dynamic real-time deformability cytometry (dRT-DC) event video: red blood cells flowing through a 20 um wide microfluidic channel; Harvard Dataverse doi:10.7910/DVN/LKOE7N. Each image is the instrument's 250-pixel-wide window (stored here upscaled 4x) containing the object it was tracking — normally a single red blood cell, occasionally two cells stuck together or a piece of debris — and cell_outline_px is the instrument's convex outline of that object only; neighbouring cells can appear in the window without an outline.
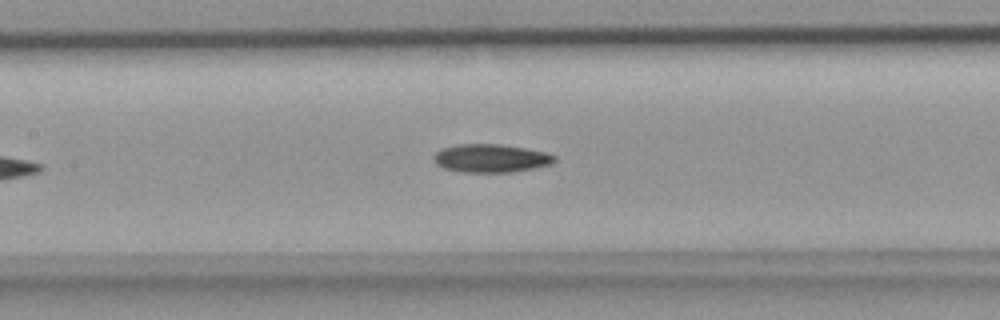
{"species": "common noctule bat (a hibernating species)", "species_latin": "Nyctalus noctula", "temperature_condition": "room temperature", "stored_images_in_passage": 22, "camera_frame_rate_fps": 3000, "um_per_image_px": 0.085, "animal": {"sex": "female", "body_mass_g": 18.4}, "frame": {"image": 1, "passage_image": 10, "time_ms": 3.0, "image_size_px": [1000, 320], "cell_outline_px": [[556, 160], [552, 164], [536, 168], [512, 172], [460, 172], [444, 168], [436, 164], [432, 156], [440, 148], [456, 144], [500, 144], [524, 148], [544, 152], [556, 156]], "centroid_in_image_um": [41.7, 13.45], "position_along_channel_um": 165.7, "area_um2": 20.06}}
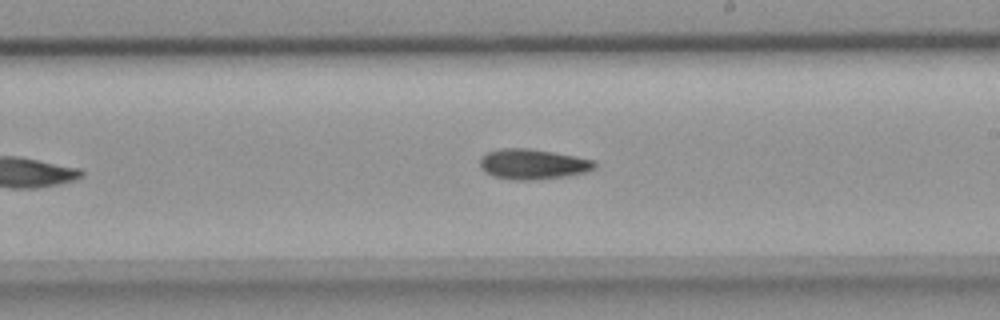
{"frame": {"image": 2, "passage_image": 15, "time_ms": 4.667, "image_size_px": [1000, 320], "cell_outline_px": [[596, 168], [584, 172], [564, 176], [532, 180], [516, 180], [492, 176], [484, 172], [480, 168], [480, 156], [484, 152], [504, 148], [528, 148], [552, 152], [596, 160]], "centroid_in_image_um": [45.24, 13.94], "position_along_channel_um": 243.8, "area_um2": 20.29}}
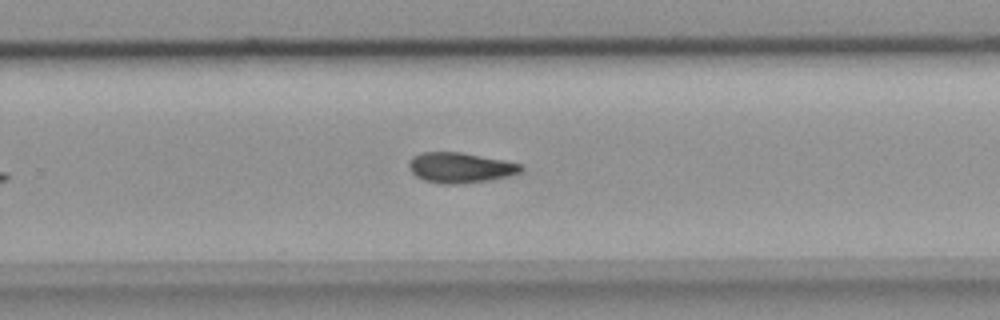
{"frame": {"image": 3, "passage_image": 18, "time_ms": 5.667, "image_size_px": [1000, 320], "cell_outline_px": [[524, 168], [520, 172], [504, 176], [484, 180], [456, 184], [444, 184], [424, 180], [416, 176], [408, 168], [408, 160], [412, 156], [420, 152], [460, 152], [520, 164]], "centroid_in_image_um": [39.01, 14.24], "position_along_channel_um": 290.8, "area_um2": 19.36}}